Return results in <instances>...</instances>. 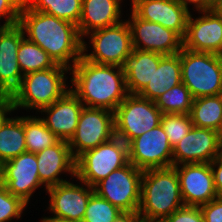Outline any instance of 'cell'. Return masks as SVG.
Here are the masks:
<instances>
[{"label":"cell","instance_id":"6da1fadb","mask_svg":"<svg viewBox=\"0 0 222 222\" xmlns=\"http://www.w3.org/2000/svg\"><path fill=\"white\" fill-rule=\"evenodd\" d=\"M18 25L27 39L40 46L54 60L71 69L82 57V41L77 25L55 16L32 10L25 2ZM72 61V65L69 62Z\"/></svg>","mask_w":222,"mask_h":222},{"label":"cell","instance_id":"7a4b0ae2","mask_svg":"<svg viewBox=\"0 0 222 222\" xmlns=\"http://www.w3.org/2000/svg\"><path fill=\"white\" fill-rule=\"evenodd\" d=\"M69 71L72 73L69 89L85 107L114 112L129 94L122 67L95 64L81 57Z\"/></svg>","mask_w":222,"mask_h":222},{"label":"cell","instance_id":"3957f363","mask_svg":"<svg viewBox=\"0 0 222 222\" xmlns=\"http://www.w3.org/2000/svg\"><path fill=\"white\" fill-rule=\"evenodd\" d=\"M183 206L179 178L174 166L143 170L138 209L142 222H161Z\"/></svg>","mask_w":222,"mask_h":222},{"label":"cell","instance_id":"277c9868","mask_svg":"<svg viewBox=\"0 0 222 222\" xmlns=\"http://www.w3.org/2000/svg\"><path fill=\"white\" fill-rule=\"evenodd\" d=\"M68 67L56 64L53 68L23 75L21 85L12 94L14 110L48 107L60 99L68 90L65 72Z\"/></svg>","mask_w":222,"mask_h":222},{"label":"cell","instance_id":"5b68a950","mask_svg":"<svg viewBox=\"0 0 222 222\" xmlns=\"http://www.w3.org/2000/svg\"><path fill=\"white\" fill-rule=\"evenodd\" d=\"M179 54L182 83L193 98L222 94V63L215 54L185 48Z\"/></svg>","mask_w":222,"mask_h":222},{"label":"cell","instance_id":"8992f818","mask_svg":"<svg viewBox=\"0 0 222 222\" xmlns=\"http://www.w3.org/2000/svg\"><path fill=\"white\" fill-rule=\"evenodd\" d=\"M129 163L128 145L114 136L110 141L81 154L75 160V177L94 187L114 170Z\"/></svg>","mask_w":222,"mask_h":222},{"label":"cell","instance_id":"52a82bcc","mask_svg":"<svg viewBox=\"0 0 222 222\" xmlns=\"http://www.w3.org/2000/svg\"><path fill=\"white\" fill-rule=\"evenodd\" d=\"M162 112L154 101L128 94L114 111L115 136L127 145L135 138L160 125Z\"/></svg>","mask_w":222,"mask_h":222},{"label":"cell","instance_id":"ba28073f","mask_svg":"<svg viewBox=\"0 0 222 222\" xmlns=\"http://www.w3.org/2000/svg\"><path fill=\"white\" fill-rule=\"evenodd\" d=\"M87 35H91L93 51L86 54L87 44L82 41V57L92 63L122 67L126 57L133 51L131 29L127 21L92 31Z\"/></svg>","mask_w":222,"mask_h":222},{"label":"cell","instance_id":"9c48e42d","mask_svg":"<svg viewBox=\"0 0 222 222\" xmlns=\"http://www.w3.org/2000/svg\"><path fill=\"white\" fill-rule=\"evenodd\" d=\"M143 170L131 162L98 182L94 192L122 212L138 211L141 201Z\"/></svg>","mask_w":222,"mask_h":222},{"label":"cell","instance_id":"30bf717a","mask_svg":"<svg viewBox=\"0 0 222 222\" xmlns=\"http://www.w3.org/2000/svg\"><path fill=\"white\" fill-rule=\"evenodd\" d=\"M114 136V112L84 106L76 132L68 143L76 160L84 152L110 141Z\"/></svg>","mask_w":222,"mask_h":222},{"label":"cell","instance_id":"8fae6325","mask_svg":"<svg viewBox=\"0 0 222 222\" xmlns=\"http://www.w3.org/2000/svg\"><path fill=\"white\" fill-rule=\"evenodd\" d=\"M172 151L161 124L128 144L129 162L141 170L173 166Z\"/></svg>","mask_w":222,"mask_h":222},{"label":"cell","instance_id":"7c38bea8","mask_svg":"<svg viewBox=\"0 0 222 222\" xmlns=\"http://www.w3.org/2000/svg\"><path fill=\"white\" fill-rule=\"evenodd\" d=\"M131 20H126L131 29L133 49L152 51L162 55L179 53L183 39L170 29L139 18L133 11Z\"/></svg>","mask_w":222,"mask_h":222},{"label":"cell","instance_id":"4fadbf2b","mask_svg":"<svg viewBox=\"0 0 222 222\" xmlns=\"http://www.w3.org/2000/svg\"><path fill=\"white\" fill-rule=\"evenodd\" d=\"M185 206H201L218 197L210 163L174 166Z\"/></svg>","mask_w":222,"mask_h":222},{"label":"cell","instance_id":"5bb4252c","mask_svg":"<svg viewBox=\"0 0 222 222\" xmlns=\"http://www.w3.org/2000/svg\"><path fill=\"white\" fill-rule=\"evenodd\" d=\"M219 132L193 126L173 147V166L191 163H211L220 148Z\"/></svg>","mask_w":222,"mask_h":222},{"label":"cell","instance_id":"9a60e30c","mask_svg":"<svg viewBox=\"0 0 222 222\" xmlns=\"http://www.w3.org/2000/svg\"><path fill=\"white\" fill-rule=\"evenodd\" d=\"M2 183L7 190L26 204L40 186L36 154L24 152L2 164Z\"/></svg>","mask_w":222,"mask_h":222},{"label":"cell","instance_id":"2e32d148","mask_svg":"<svg viewBox=\"0 0 222 222\" xmlns=\"http://www.w3.org/2000/svg\"><path fill=\"white\" fill-rule=\"evenodd\" d=\"M201 13L196 19L189 15L183 48L216 54L222 43V15L216 9Z\"/></svg>","mask_w":222,"mask_h":222},{"label":"cell","instance_id":"e0dca14e","mask_svg":"<svg viewBox=\"0 0 222 222\" xmlns=\"http://www.w3.org/2000/svg\"><path fill=\"white\" fill-rule=\"evenodd\" d=\"M139 18L175 31L182 39L186 33L190 11L178 0H131Z\"/></svg>","mask_w":222,"mask_h":222},{"label":"cell","instance_id":"ac0fdd59","mask_svg":"<svg viewBox=\"0 0 222 222\" xmlns=\"http://www.w3.org/2000/svg\"><path fill=\"white\" fill-rule=\"evenodd\" d=\"M83 184L85 188L66 181L48 188L46 192L50 195V207H48L50 212L58 218L82 222L87 203L94 193L93 187L87 183Z\"/></svg>","mask_w":222,"mask_h":222},{"label":"cell","instance_id":"d6986e66","mask_svg":"<svg viewBox=\"0 0 222 222\" xmlns=\"http://www.w3.org/2000/svg\"><path fill=\"white\" fill-rule=\"evenodd\" d=\"M24 36L18 24L0 27V93L12 95L21 85L23 75L17 53Z\"/></svg>","mask_w":222,"mask_h":222},{"label":"cell","instance_id":"ffe728a7","mask_svg":"<svg viewBox=\"0 0 222 222\" xmlns=\"http://www.w3.org/2000/svg\"><path fill=\"white\" fill-rule=\"evenodd\" d=\"M83 103L70 90L57 101L41 109L47 117L40 118L59 140L69 142L74 136Z\"/></svg>","mask_w":222,"mask_h":222},{"label":"cell","instance_id":"44dd1931","mask_svg":"<svg viewBox=\"0 0 222 222\" xmlns=\"http://www.w3.org/2000/svg\"><path fill=\"white\" fill-rule=\"evenodd\" d=\"M36 159L39 179L46 189L67 181L58 177L62 172L75 176V159L67 141L59 140L53 146L45 148L36 154Z\"/></svg>","mask_w":222,"mask_h":222},{"label":"cell","instance_id":"7402d4cb","mask_svg":"<svg viewBox=\"0 0 222 222\" xmlns=\"http://www.w3.org/2000/svg\"><path fill=\"white\" fill-rule=\"evenodd\" d=\"M121 1L82 0V12L77 26L81 38L92 31L121 23Z\"/></svg>","mask_w":222,"mask_h":222},{"label":"cell","instance_id":"603a6c76","mask_svg":"<svg viewBox=\"0 0 222 222\" xmlns=\"http://www.w3.org/2000/svg\"><path fill=\"white\" fill-rule=\"evenodd\" d=\"M162 54L133 49L122 65L129 94H139L151 81Z\"/></svg>","mask_w":222,"mask_h":222},{"label":"cell","instance_id":"cb8c5ba5","mask_svg":"<svg viewBox=\"0 0 222 222\" xmlns=\"http://www.w3.org/2000/svg\"><path fill=\"white\" fill-rule=\"evenodd\" d=\"M181 82L180 54L163 55L151 81L138 95L150 101H155L160 95Z\"/></svg>","mask_w":222,"mask_h":222},{"label":"cell","instance_id":"d4e9b609","mask_svg":"<svg viewBox=\"0 0 222 222\" xmlns=\"http://www.w3.org/2000/svg\"><path fill=\"white\" fill-rule=\"evenodd\" d=\"M26 151L24 117H8L0 125V164Z\"/></svg>","mask_w":222,"mask_h":222},{"label":"cell","instance_id":"484cf974","mask_svg":"<svg viewBox=\"0 0 222 222\" xmlns=\"http://www.w3.org/2000/svg\"><path fill=\"white\" fill-rule=\"evenodd\" d=\"M190 116L193 126L220 132L222 128V94L194 98Z\"/></svg>","mask_w":222,"mask_h":222},{"label":"cell","instance_id":"4316f807","mask_svg":"<svg viewBox=\"0 0 222 222\" xmlns=\"http://www.w3.org/2000/svg\"><path fill=\"white\" fill-rule=\"evenodd\" d=\"M17 59L22 75L50 69L56 65L46 51L25 36L20 42Z\"/></svg>","mask_w":222,"mask_h":222},{"label":"cell","instance_id":"83f0119b","mask_svg":"<svg viewBox=\"0 0 222 222\" xmlns=\"http://www.w3.org/2000/svg\"><path fill=\"white\" fill-rule=\"evenodd\" d=\"M35 11L44 12L78 26L82 0H24Z\"/></svg>","mask_w":222,"mask_h":222},{"label":"cell","instance_id":"f1b7e54d","mask_svg":"<svg viewBox=\"0 0 222 222\" xmlns=\"http://www.w3.org/2000/svg\"><path fill=\"white\" fill-rule=\"evenodd\" d=\"M24 133L27 152L34 154L59 141L56 135L36 116H24Z\"/></svg>","mask_w":222,"mask_h":222},{"label":"cell","instance_id":"f546056e","mask_svg":"<svg viewBox=\"0 0 222 222\" xmlns=\"http://www.w3.org/2000/svg\"><path fill=\"white\" fill-rule=\"evenodd\" d=\"M193 99L189 89L181 82L160 95L154 102L162 114H190Z\"/></svg>","mask_w":222,"mask_h":222},{"label":"cell","instance_id":"4dcf8cb0","mask_svg":"<svg viewBox=\"0 0 222 222\" xmlns=\"http://www.w3.org/2000/svg\"><path fill=\"white\" fill-rule=\"evenodd\" d=\"M120 213L121 210L94 192L87 203L82 222H114Z\"/></svg>","mask_w":222,"mask_h":222},{"label":"cell","instance_id":"1f68e13d","mask_svg":"<svg viewBox=\"0 0 222 222\" xmlns=\"http://www.w3.org/2000/svg\"><path fill=\"white\" fill-rule=\"evenodd\" d=\"M160 124L172 148L180 142L193 127L190 114H162Z\"/></svg>","mask_w":222,"mask_h":222},{"label":"cell","instance_id":"d6a6232c","mask_svg":"<svg viewBox=\"0 0 222 222\" xmlns=\"http://www.w3.org/2000/svg\"><path fill=\"white\" fill-rule=\"evenodd\" d=\"M27 205L22 199L11 194L3 183L0 184V222L19 219Z\"/></svg>","mask_w":222,"mask_h":222},{"label":"cell","instance_id":"836d02e7","mask_svg":"<svg viewBox=\"0 0 222 222\" xmlns=\"http://www.w3.org/2000/svg\"><path fill=\"white\" fill-rule=\"evenodd\" d=\"M23 3L24 0H0V20L3 17L6 18L0 27H11L18 24Z\"/></svg>","mask_w":222,"mask_h":222},{"label":"cell","instance_id":"e575fe53","mask_svg":"<svg viewBox=\"0 0 222 222\" xmlns=\"http://www.w3.org/2000/svg\"><path fill=\"white\" fill-rule=\"evenodd\" d=\"M161 222H204L199 206H183Z\"/></svg>","mask_w":222,"mask_h":222},{"label":"cell","instance_id":"d590c367","mask_svg":"<svg viewBox=\"0 0 222 222\" xmlns=\"http://www.w3.org/2000/svg\"><path fill=\"white\" fill-rule=\"evenodd\" d=\"M199 207L204 222H222V197H217Z\"/></svg>","mask_w":222,"mask_h":222},{"label":"cell","instance_id":"8d00e7d4","mask_svg":"<svg viewBox=\"0 0 222 222\" xmlns=\"http://www.w3.org/2000/svg\"><path fill=\"white\" fill-rule=\"evenodd\" d=\"M210 166L213 172L214 185H215V189L217 191L218 197H222V158L218 155L210 163Z\"/></svg>","mask_w":222,"mask_h":222},{"label":"cell","instance_id":"74e56055","mask_svg":"<svg viewBox=\"0 0 222 222\" xmlns=\"http://www.w3.org/2000/svg\"><path fill=\"white\" fill-rule=\"evenodd\" d=\"M12 111H14L12 95L0 93V125L8 118V113Z\"/></svg>","mask_w":222,"mask_h":222},{"label":"cell","instance_id":"f35d334b","mask_svg":"<svg viewBox=\"0 0 222 222\" xmlns=\"http://www.w3.org/2000/svg\"><path fill=\"white\" fill-rule=\"evenodd\" d=\"M187 10L188 4H194V7L199 12L201 11H209L215 9V2L214 0H178Z\"/></svg>","mask_w":222,"mask_h":222},{"label":"cell","instance_id":"ab89813d","mask_svg":"<svg viewBox=\"0 0 222 222\" xmlns=\"http://www.w3.org/2000/svg\"><path fill=\"white\" fill-rule=\"evenodd\" d=\"M114 222H142L138 211L122 212Z\"/></svg>","mask_w":222,"mask_h":222},{"label":"cell","instance_id":"60d3db41","mask_svg":"<svg viewBox=\"0 0 222 222\" xmlns=\"http://www.w3.org/2000/svg\"><path fill=\"white\" fill-rule=\"evenodd\" d=\"M42 222H74V221H70L67 219H62V218H58V217H44L43 219H41Z\"/></svg>","mask_w":222,"mask_h":222},{"label":"cell","instance_id":"b9f144b4","mask_svg":"<svg viewBox=\"0 0 222 222\" xmlns=\"http://www.w3.org/2000/svg\"><path fill=\"white\" fill-rule=\"evenodd\" d=\"M215 9L222 15V0L216 3Z\"/></svg>","mask_w":222,"mask_h":222},{"label":"cell","instance_id":"7bdbcfd3","mask_svg":"<svg viewBox=\"0 0 222 222\" xmlns=\"http://www.w3.org/2000/svg\"><path fill=\"white\" fill-rule=\"evenodd\" d=\"M215 55L217 56L219 61L222 63V43H221L219 50L217 51V53Z\"/></svg>","mask_w":222,"mask_h":222},{"label":"cell","instance_id":"ee69618b","mask_svg":"<svg viewBox=\"0 0 222 222\" xmlns=\"http://www.w3.org/2000/svg\"><path fill=\"white\" fill-rule=\"evenodd\" d=\"M219 156L222 158V139L220 140Z\"/></svg>","mask_w":222,"mask_h":222},{"label":"cell","instance_id":"f6af8a7d","mask_svg":"<svg viewBox=\"0 0 222 222\" xmlns=\"http://www.w3.org/2000/svg\"><path fill=\"white\" fill-rule=\"evenodd\" d=\"M0 184H2V164H0Z\"/></svg>","mask_w":222,"mask_h":222},{"label":"cell","instance_id":"bcb514c9","mask_svg":"<svg viewBox=\"0 0 222 222\" xmlns=\"http://www.w3.org/2000/svg\"><path fill=\"white\" fill-rule=\"evenodd\" d=\"M219 134H220V139H222V128H221Z\"/></svg>","mask_w":222,"mask_h":222}]
</instances>
